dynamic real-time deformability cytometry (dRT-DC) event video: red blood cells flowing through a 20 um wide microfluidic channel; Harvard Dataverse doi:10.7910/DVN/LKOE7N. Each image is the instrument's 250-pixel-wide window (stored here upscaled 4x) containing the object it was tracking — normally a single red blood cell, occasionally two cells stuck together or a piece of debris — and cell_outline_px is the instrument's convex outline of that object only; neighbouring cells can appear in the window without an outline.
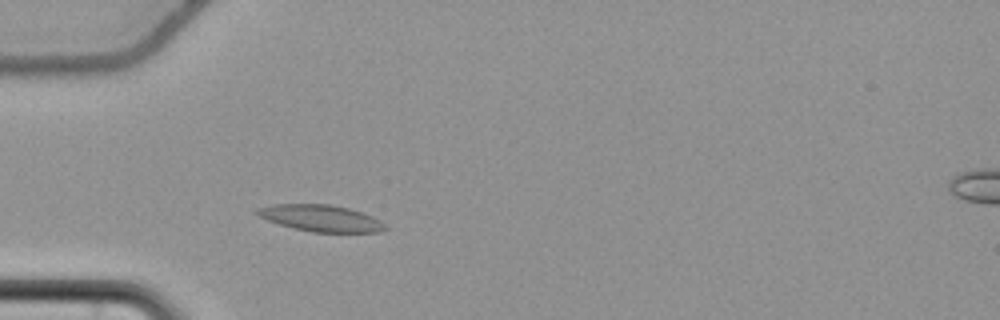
{"species": "common noctule bat (a hibernating species)", "species_latin": "Nyctalus noctula", "temperature_condition": "cold", "stored_images_in_passage": 50, "camera_frame_rate_fps": 3000, "um_per_image_px": 0.085, "animal": {"sex": "female", "body_mass_g": 22.7, "forearm_length_mm": 54.2}, "frame": {"image": 1, "passage_image": 11, "time_ms": 3.333, "image_size_px": [1000, 320], "cell_outline_px": [[388, 228], [380, 232], [312, 232], [292, 228], [268, 220], [260, 216], [256, 212], [256, 208], [272, 204], [332, 204], [348, 208], [372, 216], [380, 220]], "centroid_in_image_um": [27.28, 18.54], "position_along_channel_um": 57.7, "area_um2": 19.77}}
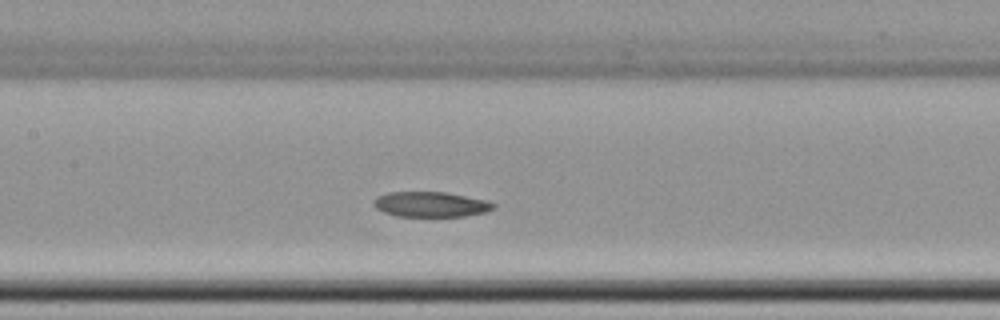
{"frame": {"image": 2, "passage_image": 21, "time_ms": 6.667, "image_size_px": [1000, 320], "cell_outline_px": [[496, 208], [484, 212], [464, 216], [396, 216], [384, 212], [376, 208], [372, 204], [376, 196], [388, 192], [444, 192], [488, 200], [496, 204]], "centroid_in_image_um": [36.61, 17.36], "position_along_channel_um": 170.8, "area_um2": 17.63}}
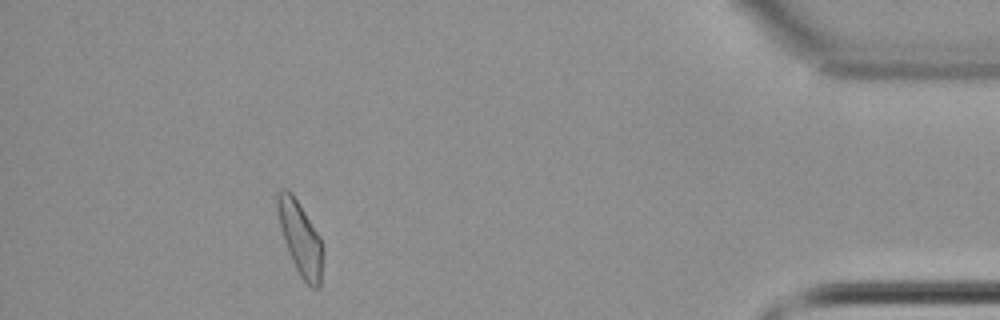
{"frame": {"image": 3, "passage_image": 45, "time_ms": 14.667, "image_size_px": [1000, 320], "cell_outline_px": [[324, 248], [320, 288], [312, 288], [300, 276], [288, 252], [280, 228], [276, 208], [276, 192], [284, 188], [288, 188], [292, 192], [320, 236], [324, 244]], "centroid_in_image_um": [25.53, 20.23], "position_along_channel_um": 409.7, "area_um2": 19.77}, "authors_computed_cell_mechanics": {"area_um2": 19.363, "velocity_mm_per_s": 3.6611, "shape_relaxation_time_tau1_ms": null, "shape_relaxation_time_tau2_ms": 7.8319, "deformation_change_tau1": null, "deformation_change_tau2": 0.1233}}